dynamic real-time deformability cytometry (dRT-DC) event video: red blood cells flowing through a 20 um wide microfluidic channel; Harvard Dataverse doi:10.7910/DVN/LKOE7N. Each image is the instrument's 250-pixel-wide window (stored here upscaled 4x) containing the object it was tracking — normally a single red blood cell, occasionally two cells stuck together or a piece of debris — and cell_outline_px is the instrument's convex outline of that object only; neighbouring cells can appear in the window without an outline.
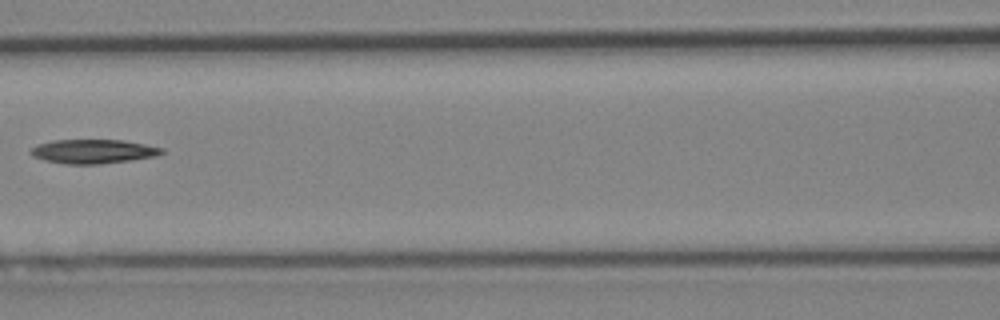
{"species": "Egyptian fruit bat (a non-hibernating species)", "species_latin": "Rousettus aegyptiacus", "temperature_condition": "cold", "stored_images_in_passage": 6, "camera_frame_rate_fps": 3000, "um_per_image_px": 0.085, "animal": {"sex": "female"}, "frame": {"image": 1, "passage_image": 6, "time_ms": 6.667, "image_size_px": [1000, 320], "cell_outline_px": [[164, 152], [156, 156], [100, 164], [64, 164], [44, 160], [32, 156], [28, 152], [36, 144], [52, 140], [124, 140], [164, 148]], "centroid_in_image_um": [7.87, 12.86], "position_along_channel_um": 158.7, "area_um2": 18.44}}